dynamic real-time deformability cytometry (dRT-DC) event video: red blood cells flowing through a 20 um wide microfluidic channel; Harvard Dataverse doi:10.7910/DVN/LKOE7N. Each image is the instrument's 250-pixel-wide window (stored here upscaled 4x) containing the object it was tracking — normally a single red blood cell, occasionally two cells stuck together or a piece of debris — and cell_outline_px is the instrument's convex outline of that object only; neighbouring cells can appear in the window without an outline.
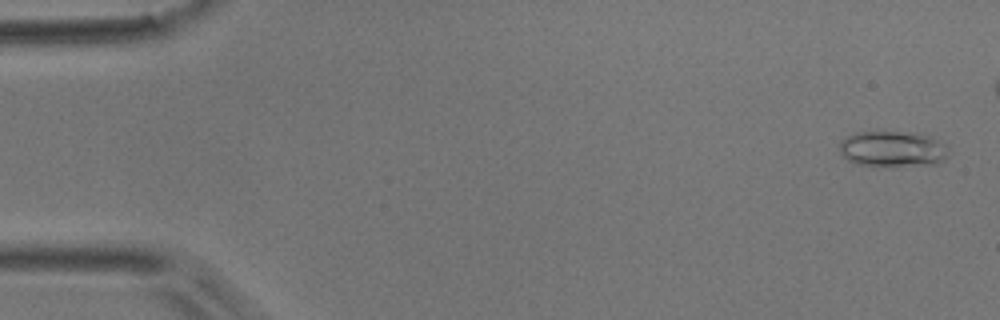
{"species": "common noctule bat (a hibernating species)", "species_latin": "Nyctalus noctula", "temperature_condition": "room temperature", "stored_images_in_passage": 46, "camera_frame_rate_fps": 3000, "um_per_image_px": 0.085, "animal": {"sex": "male", "body_mass_g": 17.9}, "frame": {"image": 1, "passage_image": 2, "time_ms": 0.333, "image_size_px": [1000, 320], "cell_outline_px": [[948, 148], [944, 156], [936, 164], [860, 164], [848, 160], [840, 152], [840, 140], [856, 132], [916, 132], [932, 136], [948, 144]], "centroid_in_image_um": [75.89, 12.6], "position_along_channel_um": 9.1, "area_um2": 22.14}}
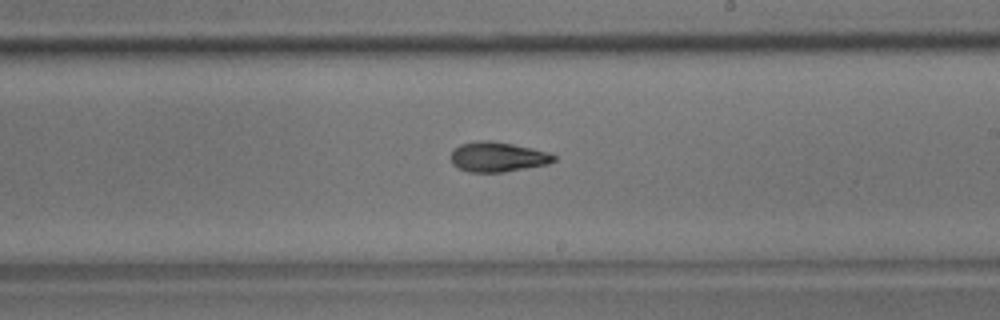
{"frame": {"image": 2, "passage_image": 30, "time_ms": 9.667, "image_size_px": [1000, 320], "cell_outline_px": [[556, 160], [548, 164], [504, 172], [468, 172], [452, 164], [452, 152], [460, 144], [476, 140], [492, 140], [532, 148], [548, 152], [556, 156]], "centroid_in_image_um": [42.32, 13.33], "position_along_channel_um": 246.7, "area_um2": 17.92}}
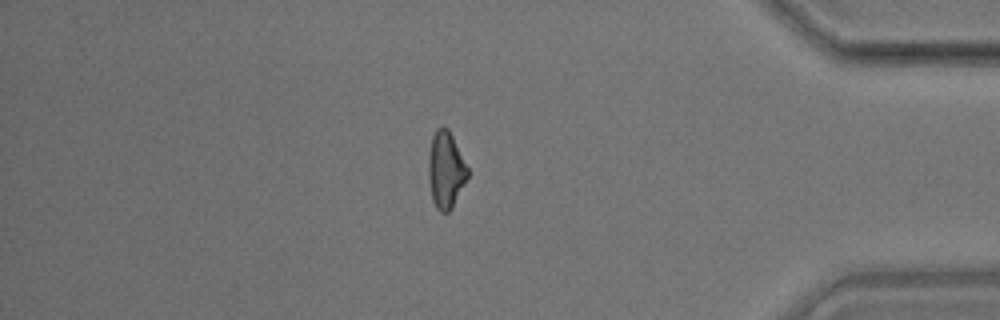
{"frame": {"image": 3, "passage_image": 44, "time_ms": 14.333, "image_size_px": [1000, 320], "cell_outline_px": [[468, 176], [452, 208], [448, 212], [440, 212], [436, 208], [432, 200], [428, 176], [428, 156], [432, 136], [436, 128], [448, 128], [468, 168]], "centroid_in_image_um": [37.87, 14.46], "position_along_channel_um": 397.3, "area_um2": 17.4}, "authors_computed_cell_mechanics": {"area_um2": 18.0336, "velocity_mm_per_s": 3.9227, "shape_relaxation_time_tau1_ms": 6.9229, "shape_relaxation_time_tau2_ms": 3.9381, "deformation_change_tau1": 0.1795, "deformation_change_tau2": 0.1262}}